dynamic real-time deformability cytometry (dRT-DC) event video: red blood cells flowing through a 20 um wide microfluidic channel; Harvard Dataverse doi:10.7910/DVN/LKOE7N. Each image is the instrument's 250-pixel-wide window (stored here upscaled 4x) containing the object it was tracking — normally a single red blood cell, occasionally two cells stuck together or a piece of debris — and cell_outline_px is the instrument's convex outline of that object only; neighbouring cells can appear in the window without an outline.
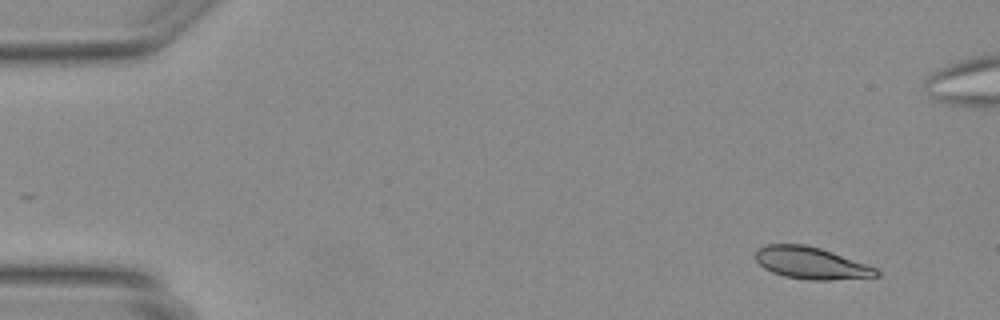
{"species": "Egyptian fruit bat (a non-hibernating species)", "species_latin": "Rousettus aegyptiacus", "temperature_condition": "warm", "stored_images_in_passage": 46, "segment_of_instrument_passage": [1, 2], "camera_frame_rate_fps": 3000, "um_per_image_px": 0.085, "animal": {"sex": "female"}, "frame": {"image": 1, "passage_image": 1, "time_ms": 0.0, "image_size_px": [1000, 320], "cell_outline_px": [[880, 276], [828, 280], [808, 280], [784, 276], [772, 272], [764, 268], [756, 260], [756, 248], [768, 244], [804, 244], [820, 248], [832, 252], [876, 268], [880, 272]], "centroid_in_image_um": [68.92, 22.36], "position_along_channel_um": 16.1, "area_um2": 22.37}}
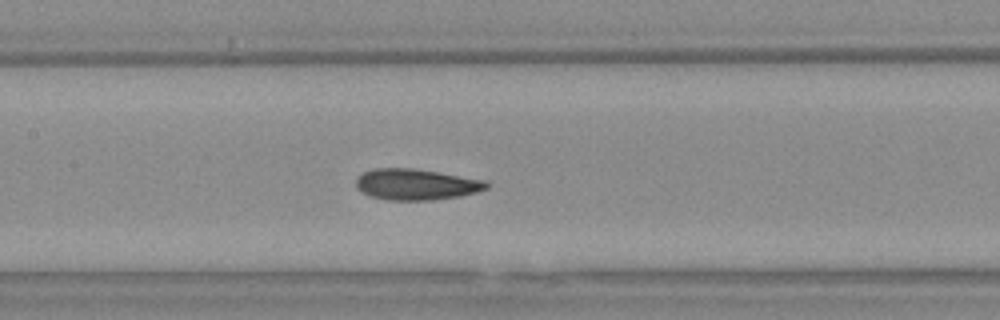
{"frame": {"image": 2, "passage_image": 20, "time_ms": 6.333, "image_size_px": [1000, 320], "cell_outline_px": [[488, 188], [476, 192], [460, 196], [432, 200], [388, 200], [372, 196], [356, 188], [356, 176], [372, 168], [412, 168], [488, 180]], "centroid_in_image_um": [35.38, 15.67], "position_along_channel_um": 172.0, "area_um2": 23.64}}
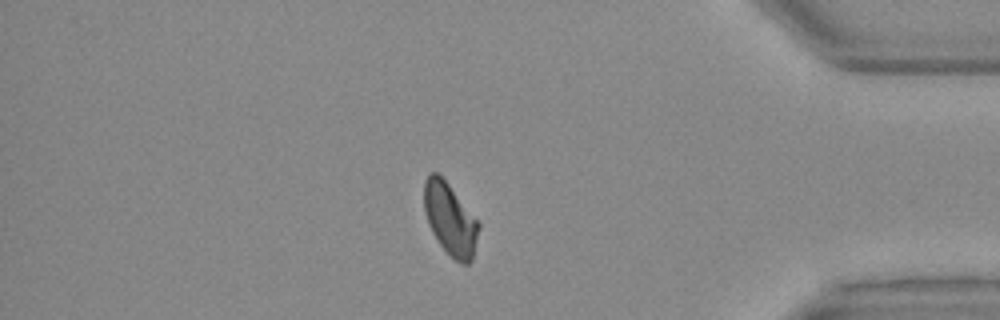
{"frame": {"image": 3, "passage_image": 38, "time_ms": 12.333, "image_size_px": [1000, 320], "cell_outline_px": [[480, 228], [472, 260], [468, 264], [460, 264], [440, 244], [432, 232], [428, 224], [424, 208], [424, 180], [432, 172], [436, 172], [448, 184], [480, 224]], "centroid_in_image_um": [38.26, 18.65], "position_along_channel_um": 396.9, "area_um2": 22.48}}